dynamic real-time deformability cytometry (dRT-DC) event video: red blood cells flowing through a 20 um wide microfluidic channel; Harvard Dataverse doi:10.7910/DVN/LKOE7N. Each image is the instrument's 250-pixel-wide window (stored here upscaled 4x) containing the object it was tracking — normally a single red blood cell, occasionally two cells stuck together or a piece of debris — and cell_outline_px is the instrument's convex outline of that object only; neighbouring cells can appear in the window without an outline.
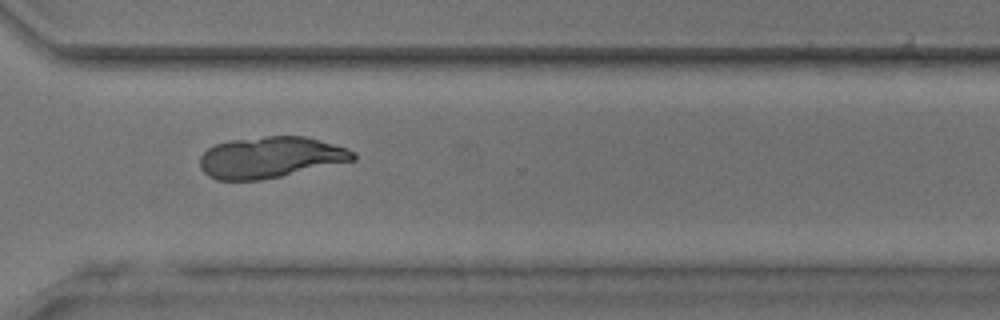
{"species": "common noctule bat (a hibernating species)", "species_latin": "Nyctalus noctula", "temperature_condition": "room temperature", "stored_images_in_passage": 44, "camera_frame_rate_fps": 3000, "um_per_image_px": 0.085, "animal": {"sex": "male", "body_mass_g": 17.9, "forearm_length_mm": 54.2}, "frame": {"image": 1, "passage_image": 33, "time_ms": 10.667, "image_size_px": [1000, 320], "cell_outline_px": [[356, 160], [280, 176], [260, 180], [216, 180], [208, 176], [200, 168], [200, 156], [208, 148], [216, 144], [232, 140], [264, 136], [304, 136], [348, 148], [356, 152]], "centroid_in_image_um": [22.98, 13.37], "position_along_channel_um": 347.6, "area_um2": 36.76}}
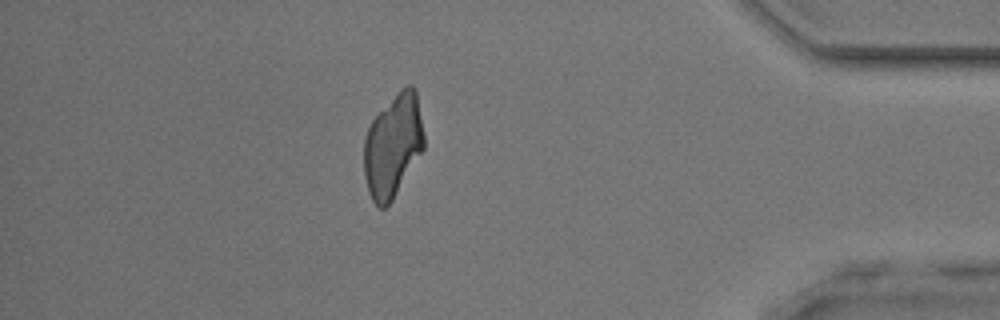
{"frame": {"image": 2, "passage_image": 39, "time_ms": 12.667, "image_size_px": [1000, 320], "cell_outline_px": [[424, 148], [392, 200], [384, 208], [380, 208], [372, 200], [368, 192], [364, 176], [364, 136], [372, 120], [400, 88], [408, 84], [412, 84], [416, 92], [424, 136]], "centroid_in_image_um": [33.38, 12.37], "position_along_channel_um": 401.8, "area_um2": 35.84}}